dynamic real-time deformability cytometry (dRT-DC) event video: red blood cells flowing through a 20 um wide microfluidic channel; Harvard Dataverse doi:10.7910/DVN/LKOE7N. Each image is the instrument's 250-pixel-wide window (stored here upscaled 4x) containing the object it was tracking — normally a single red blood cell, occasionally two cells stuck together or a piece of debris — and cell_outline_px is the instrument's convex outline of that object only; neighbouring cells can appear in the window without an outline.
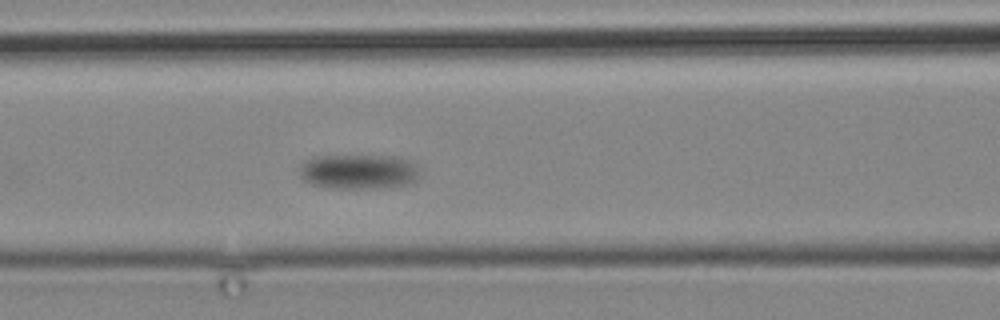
{"species": "common noctule bat (a hibernating species)", "species_latin": "Nyctalus noctula", "temperature_condition": "cold", "stored_images_in_passage": 6, "camera_frame_rate_fps": 3000, "um_per_image_px": 0.085, "animal": {"sex": "male", "body_mass_g": 19.2, "forearm_length_mm": 51.8}, "frame": {"image": 1, "passage_image": 6, "time_ms": 5.667, "image_size_px": [1000, 320], "cell_outline_px": [[420, 176], [416, 180], [408, 184], [380, 188], [332, 188], [312, 184], [304, 180], [300, 176], [300, 164], [304, 160], [316, 156], [400, 156], [412, 160], [416, 164]], "centroid_in_image_um": [30.51, 14.58], "position_along_channel_um": 136.1, "area_um2": 24.68}}